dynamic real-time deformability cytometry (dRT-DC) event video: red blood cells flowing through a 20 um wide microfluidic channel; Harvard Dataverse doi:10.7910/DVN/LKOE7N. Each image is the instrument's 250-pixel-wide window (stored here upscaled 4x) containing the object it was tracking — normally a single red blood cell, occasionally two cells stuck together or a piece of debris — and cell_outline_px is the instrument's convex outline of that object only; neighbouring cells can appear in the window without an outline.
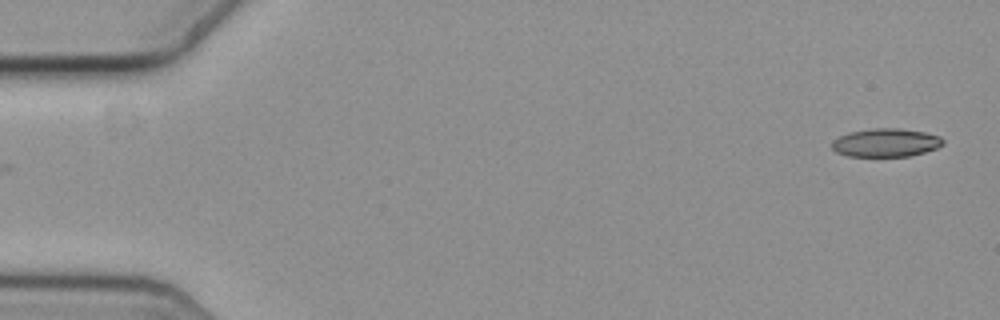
{"species": "common noctule bat (a hibernating species)", "species_latin": "Nyctalus noctula", "temperature_condition": "cold", "stored_images_in_passage": 56, "camera_frame_rate_fps": 3000, "um_per_image_px": 0.085, "animal": {"sex": "female", "body_mass_g": 19.3, "forearm_length_mm": 54.1}, "frame": {"image": 1, "passage_image": 1, "time_ms": 0.0, "image_size_px": [1000, 320], "cell_outline_px": [[944, 144], [936, 148], [924, 152], [908, 156], [848, 156], [836, 152], [832, 148], [832, 140], [848, 132], [872, 128], [900, 128], [924, 132], [940, 136], [944, 140]], "centroid_in_image_um": [75.29, 12.12], "position_along_channel_um": 9.7, "area_um2": 18.38}}
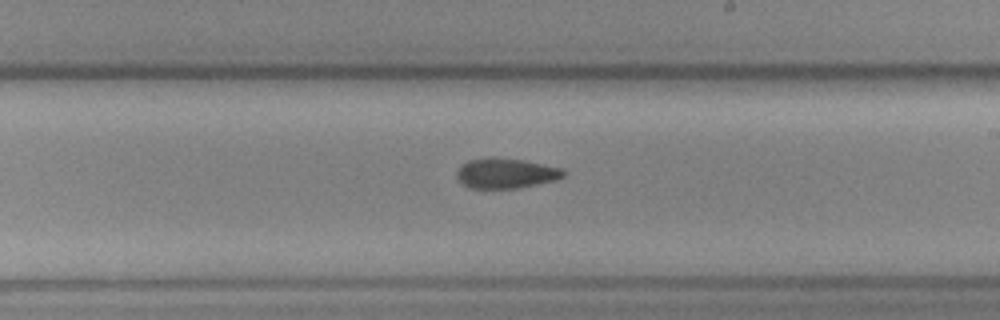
{"frame": {"image": 2, "passage_image": 32, "time_ms": 10.333, "image_size_px": [1000, 320], "cell_outline_px": [[568, 172], [564, 176], [556, 180], [520, 188], [468, 188], [456, 176], [456, 172], [460, 164], [468, 160], [488, 156], [492, 156], [524, 160], [564, 168]], "centroid_in_image_um": [43.02, 14.71], "position_along_channel_um": 246.0, "area_um2": 19.19}}
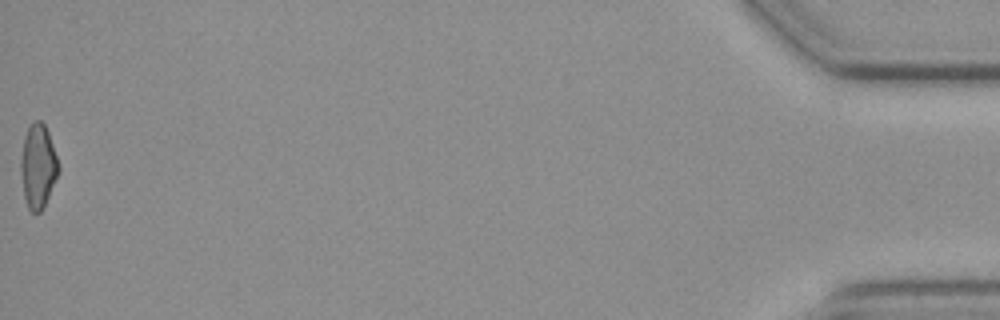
{"frame": {"image": 3, "passage_image": 56, "time_ms": 18.333, "image_size_px": [1000, 320], "cell_outline_px": [[60, 168], [48, 196], [40, 212], [32, 212], [28, 208], [24, 196], [20, 172], [20, 160], [24, 136], [28, 128], [36, 120], [40, 120], [44, 124], [48, 132], [60, 164]], "centroid_in_image_um": [3.22, 14.11], "position_along_channel_um": 432.0, "area_um2": 18.26}, "authors_computed_cell_mechanics": {"area_um2": 19.074, "velocity_mm_per_s": 3.6563, "shape_relaxation_time_tau1_ms": null, "shape_relaxation_time_tau2_ms": 5.5593, "deformation_change_tau1": null, "deformation_change_tau2": 0.1199}}